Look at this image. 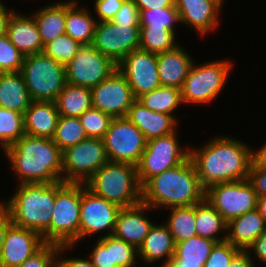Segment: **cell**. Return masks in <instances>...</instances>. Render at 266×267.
Wrapping results in <instances>:
<instances>
[{"instance_id": "1", "label": "cell", "mask_w": 266, "mask_h": 267, "mask_svg": "<svg viewBox=\"0 0 266 267\" xmlns=\"http://www.w3.org/2000/svg\"><path fill=\"white\" fill-rule=\"evenodd\" d=\"M234 137H214L198 149L189 147L202 187L247 179L252 163L251 146Z\"/></svg>"}, {"instance_id": "2", "label": "cell", "mask_w": 266, "mask_h": 267, "mask_svg": "<svg viewBox=\"0 0 266 267\" xmlns=\"http://www.w3.org/2000/svg\"><path fill=\"white\" fill-rule=\"evenodd\" d=\"M18 184L63 181L62 151L53 139L25 134L4 151Z\"/></svg>"}, {"instance_id": "3", "label": "cell", "mask_w": 266, "mask_h": 267, "mask_svg": "<svg viewBox=\"0 0 266 267\" xmlns=\"http://www.w3.org/2000/svg\"><path fill=\"white\" fill-rule=\"evenodd\" d=\"M205 199L190 157L178 166L150 178L142 186V203L151 208H176L198 204Z\"/></svg>"}, {"instance_id": "4", "label": "cell", "mask_w": 266, "mask_h": 267, "mask_svg": "<svg viewBox=\"0 0 266 267\" xmlns=\"http://www.w3.org/2000/svg\"><path fill=\"white\" fill-rule=\"evenodd\" d=\"M56 183L25 182L0 205L12 224L42 235L49 227L55 205Z\"/></svg>"}, {"instance_id": "5", "label": "cell", "mask_w": 266, "mask_h": 267, "mask_svg": "<svg viewBox=\"0 0 266 267\" xmlns=\"http://www.w3.org/2000/svg\"><path fill=\"white\" fill-rule=\"evenodd\" d=\"M94 194L128 208L142 203V186L137 166L130 163L107 162L85 183Z\"/></svg>"}, {"instance_id": "6", "label": "cell", "mask_w": 266, "mask_h": 267, "mask_svg": "<svg viewBox=\"0 0 266 267\" xmlns=\"http://www.w3.org/2000/svg\"><path fill=\"white\" fill-rule=\"evenodd\" d=\"M82 183L56 182L50 227L41 235L45 243L75 246L79 243Z\"/></svg>"}, {"instance_id": "7", "label": "cell", "mask_w": 266, "mask_h": 267, "mask_svg": "<svg viewBox=\"0 0 266 267\" xmlns=\"http://www.w3.org/2000/svg\"><path fill=\"white\" fill-rule=\"evenodd\" d=\"M20 72L32 101H55L67 84L65 65L44 52L25 56Z\"/></svg>"}, {"instance_id": "8", "label": "cell", "mask_w": 266, "mask_h": 267, "mask_svg": "<svg viewBox=\"0 0 266 267\" xmlns=\"http://www.w3.org/2000/svg\"><path fill=\"white\" fill-rule=\"evenodd\" d=\"M232 66L227 59L200 65L193 63L181 88L183 104L203 105L215 101L227 83Z\"/></svg>"}, {"instance_id": "9", "label": "cell", "mask_w": 266, "mask_h": 267, "mask_svg": "<svg viewBox=\"0 0 266 267\" xmlns=\"http://www.w3.org/2000/svg\"><path fill=\"white\" fill-rule=\"evenodd\" d=\"M177 131L178 129L171 134L147 142L137 165L138 180L141 186L153 176L178 166L189 157V146L186 145L184 149L180 147Z\"/></svg>"}, {"instance_id": "10", "label": "cell", "mask_w": 266, "mask_h": 267, "mask_svg": "<svg viewBox=\"0 0 266 267\" xmlns=\"http://www.w3.org/2000/svg\"><path fill=\"white\" fill-rule=\"evenodd\" d=\"M63 182L86 183L109 162L103 139L87 138L62 151Z\"/></svg>"}, {"instance_id": "11", "label": "cell", "mask_w": 266, "mask_h": 267, "mask_svg": "<svg viewBox=\"0 0 266 267\" xmlns=\"http://www.w3.org/2000/svg\"><path fill=\"white\" fill-rule=\"evenodd\" d=\"M110 162L138 165L146 148V138L126 117L113 118L103 137Z\"/></svg>"}, {"instance_id": "12", "label": "cell", "mask_w": 266, "mask_h": 267, "mask_svg": "<svg viewBox=\"0 0 266 267\" xmlns=\"http://www.w3.org/2000/svg\"><path fill=\"white\" fill-rule=\"evenodd\" d=\"M205 200L228 222L256 209L257 195L247 179L218 183L205 190Z\"/></svg>"}, {"instance_id": "13", "label": "cell", "mask_w": 266, "mask_h": 267, "mask_svg": "<svg viewBox=\"0 0 266 267\" xmlns=\"http://www.w3.org/2000/svg\"><path fill=\"white\" fill-rule=\"evenodd\" d=\"M65 69L67 83L92 88L108 78L117 65L90 44L82 45Z\"/></svg>"}, {"instance_id": "14", "label": "cell", "mask_w": 266, "mask_h": 267, "mask_svg": "<svg viewBox=\"0 0 266 267\" xmlns=\"http://www.w3.org/2000/svg\"><path fill=\"white\" fill-rule=\"evenodd\" d=\"M120 209L118 205L94 194L85 183H82L79 242L99 232H104L100 237L112 235Z\"/></svg>"}, {"instance_id": "15", "label": "cell", "mask_w": 266, "mask_h": 267, "mask_svg": "<svg viewBox=\"0 0 266 267\" xmlns=\"http://www.w3.org/2000/svg\"><path fill=\"white\" fill-rule=\"evenodd\" d=\"M140 26L97 22L92 45L116 65L129 53L139 49Z\"/></svg>"}, {"instance_id": "16", "label": "cell", "mask_w": 266, "mask_h": 267, "mask_svg": "<svg viewBox=\"0 0 266 267\" xmlns=\"http://www.w3.org/2000/svg\"><path fill=\"white\" fill-rule=\"evenodd\" d=\"M117 69L126 78L135 99L161 86L156 53L134 50L117 64Z\"/></svg>"}, {"instance_id": "17", "label": "cell", "mask_w": 266, "mask_h": 267, "mask_svg": "<svg viewBox=\"0 0 266 267\" xmlns=\"http://www.w3.org/2000/svg\"><path fill=\"white\" fill-rule=\"evenodd\" d=\"M92 107L113 118L125 117L136 100L126 78L116 69L108 78L91 88Z\"/></svg>"}, {"instance_id": "18", "label": "cell", "mask_w": 266, "mask_h": 267, "mask_svg": "<svg viewBox=\"0 0 266 267\" xmlns=\"http://www.w3.org/2000/svg\"><path fill=\"white\" fill-rule=\"evenodd\" d=\"M44 244L38 232L12 224L5 235L0 254V267L20 266Z\"/></svg>"}, {"instance_id": "19", "label": "cell", "mask_w": 266, "mask_h": 267, "mask_svg": "<svg viewBox=\"0 0 266 267\" xmlns=\"http://www.w3.org/2000/svg\"><path fill=\"white\" fill-rule=\"evenodd\" d=\"M150 210L154 209L144 203L121 208L117 214L112 235L138 249L154 225V222L148 218L146 213Z\"/></svg>"}, {"instance_id": "20", "label": "cell", "mask_w": 266, "mask_h": 267, "mask_svg": "<svg viewBox=\"0 0 266 267\" xmlns=\"http://www.w3.org/2000/svg\"><path fill=\"white\" fill-rule=\"evenodd\" d=\"M180 23L191 27L201 36L214 31L220 23L221 8L212 0H175Z\"/></svg>"}, {"instance_id": "21", "label": "cell", "mask_w": 266, "mask_h": 267, "mask_svg": "<svg viewBox=\"0 0 266 267\" xmlns=\"http://www.w3.org/2000/svg\"><path fill=\"white\" fill-rule=\"evenodd\" d=\"M125 117L140 129L147 142L175 132L179 125L178 118L175 115L159 113L147 109L137 99L128 109Z\"/></svg>"}, {"instance_id": "22", "label": "cell", "mask_w": 266, "mask_h": 267, "mask_svg": "<svg viewBox=\"0 0 266 267\" xmlns=\"http://www.w3.org/2000/svg\"><path fill=\"white\" fill-rule=\"evenodd\" d=\"M194 62L180 44L173 50L158 53L157 66L161 86L181 89Z\"/></svg>"}, {"instance_id": "23", "label": "cell", "mask_w": 266, "mask_h": 267, "mask_svg": "<svg viewBox=\"0 0 266 267\" xmlns=\"http://www.w3.org/2000/svg\"><path fill=\"white\" fill-rule=\"evenodd\" d=\"M28 15L15 11L10 17L6 32L11 43L24 57L41 53L44 50L34 17Z\"/></svg>"}, {"instance_id": "24", "label": "cell", "mask_w": 266, "mask_h": 267, "mask_svg": "<svg viewBox=\"0 0 266 267\" xmlns=\"http://www.w3.org/2000/svg\"><path fill=\"white\" fill-rule=\"evenodd\" d=\"M175 241L165 223L155 224L150 229L143 244L138 248V259L147 265L160 262L165 267L175 255Z\"/></svg>"}, {"instance_id": "25", "label": "cell", "mask_w": 266, "mask_h": 267, "mask_svg": "<svg viewBox=\"0 0 266 267\" xmlns=\"http://www.w3.org/2000/svg\"><path fill=\"white\" fill-rule=\"evenodd\" d=\"M58 118L59 112L54 101H32L23 114L25 134L53 139Z\"/></svg>"}, {"instance_id": "26", "label": "cell", "mask_w": 266, "mask_h": 267, "mask_svg": "<svg viewBox=\"0 0 266 267\" xmlns=\"http://www.w3.org/2000/svg\"><path fill=\"white\" fill-rule=\"evenodd\" d=\"M265 230L264 219L258 210L254 209L227 222L226 241L246 250Z\"/></svg>"}, {"instance_id": "27", "label": "cell", "mask_w": 266, "mask_h": 267, "mask_svg": "<svg viewBox=\"0 0 266 267\" xmlns=\"http://www.w3.org/2000/svg\"><path fill=\"white\" fill-rule=\"evenodd\" d=\"M77 0H66V34L81 45L93 43L97 20L90 10L79 7Z\"/></svg>"}, {"instance_id": "28", "label": "cell", "mask_w": 266, "mask_h": 267, "mask_svg": "<svg viewBox=\"0 0 266 267\" xmlns=\"http://www.w3.org/2000/svg\"><path fill=\"white\" fill-rule=\"evenodd\" d=\"M31 102L21 72L0 73V107L24 114Z\"/></svg>"}, {"instance_id": "29", "label": "cell", "mask_w": 266, "mask_h": 267, "mask_svg": "<svg viewBox=\"0 0 266 267\" xmlns=\"http://www.w3.org/2000/svg\"><path fill=\"white\" fill-rule=\"evenodd\" d=\"M31 15L37 24L43 46L66 34V1L43 6Z\"/></svg>"}, {"instance_id": "30", "label": "cell", "mask_w": 266, "mask_h": 267, "mask_svg": "<svg viewBox=\"0 0 266 267\" xmlns=\"http://www.w3.org/2000/svg\"><path fill=\"white\" fill-rule=\"evenodd\" d=\"M195 219L198 236L211 239L217 243L226 241L227 222L205 199L195 204Z\"/></svg>"}, {"instance_id": "31", "label": "cell", "mask_w": 266, "mask_h": 267, "mask_svg": "<svg viewBox=\"0 0 266 267\" xmlns=\"http://www.w3.org/2000/svg\"><path fill=\"white\" fill-rule=\"evenodd\" d=\"M54 102L59 116L80 117L92 108L91 88L67 83Z\"/></svg>"}, {"instance_id": "32", "label": "cell", "mask_w": 266, "mask_h": 267, "mask_svg": "<svg viewBox=\"0 0 266 267\" xmlns=\"http://www.w3.org/2000/svg\"><path fill=\"white\" fill-rule=\"evenodd\" d=\"M147 109L155 112L174 115L175 110L182 105L181 89L160 86L153 91L143 94L137 99Z\"/></svg>"}, {"instance_id": "33", "label": "cell", "mask_w": 266, "mask_h": 267, "mask_svg": "<svg viewBox=\"0 0 266 267\" xmlns=\"http://www.w3.org/2000/svg\"><path fill=\"white\" fill-rule=\"evenodd\" d=\"M168 209L170 214L164 223L169 228L175 244L197 235L195 228V205Z\"/></svg>"}, {"instance_id": "34", "label": "cell", "mask_w": 266, "mask_h": 267, "mask_svg": "<svg viewBox=\"0 0 266 267\" xmlns=\"http://www.w3.org/2000/svg\"><path fill=\"white\" fill-rule=\"evenodd\" d=\"M216 243L211 239L196 235L176 243L175 256L184 264L204 265Z\"/></svg>"}, {"instance_id": "35", "label": "cell", "mask_w": 266, "mask_h": 267, "mask_svg": "<svg viewBox=\"0 0 266 267\" xmlns=\"http://www.w3.org/2000/svg\"><path fill=\"white\" fill-rule=\"evenodd\" d=\"M176 34L164 27H140L139 49L151 53H162L175 49L179 44Z\"/></svg>"}, {"instance_id": "36", "label": "cell", "mask_w": 266, "mask_h": 267, "mask_svg": "<svg viewBox=\"0 0 266 267\" xmlns=\"http://www.w3.org/2000/svg\"><path fill=\"white\" fill-rule=\"evenodd\" d=\"M87 138L79 117L59 116L53 141L61 151Z\"/></svg>"}, {"instance_id": "37", "label": "cell", "mask_w": 266, "mask_h": 267, "mask_svg": "<svg viewBox=\"0 0 266 267\" xmlns=\"http://www.w3.org/2000/svg\"><path fill=\"white\" fill-rule=\"evenodd\" d=\"M24 135L23 114L0 107V149L4 152Z\"/></svg>"}, {"instance_id": "38", "label": "cell", "mask_w": 266, "mask_h": 267, "mask_svg": "<svg viewBox=\"0 0 266 267\" xmlns=\"http://www.w3.org/2000/svg\"><path fill=\"white\" fill-rule=\"evenodd\" d=\"M98 238L111 248L112 264L117 267H134L137 264L138 249L135 246L113 235Z\"/></svg>"}, {"instance_id": "39", "label": "cell", "mask_w": 266, "mask_h": 267, "mask_svg": "<svg viewBox=\"0 0 266 267\" xmlns=\"http://www.w3.org/2000/svg\"><path fill=\"white\" fill-rule=\"evenodd\" d=\"M140 27H164L172 30L175 34L174 25L180 23L179 13L175 7L162 9L140 10Z\"/></svg>"}, {"instance_id": "40", "label": "cell", "mask_w": 266, "mask_h": 267, "mask_svg": "<svg viewBox=\"0 0 266 267\" xmlns=\"http://www.w3.org/2000/svg\"><path fill=\"white\" fill-rule=\"evenodd\" d=\"M82 45L68 34L61 35L44 46L43 52L63 65L69 63Z\"/></svg>"}, {"instance_id": "41", "label": "cell", "mask_w": 266, "mask_h": 267, "mask_svg": "<svg viewBox=\"0 0 266 267\" xmlns=\"http://www.w3.org/2000/svg\"><path fill=\"white\" fill-rule=\"evenodd\" d=\"M79 118L88 138L98 139H103L113 120L111 115L93 107L86 110Z\"/></svg>"}, {"instance_id": "42", "label": "cell", "mask_w": 266, "mask_h": 267, "mask_svg": "<svg viewBox=\"0 0 266 267\" xmlns=\"http://www.w3.org/2000/svg\"><path fill=\"white\" fill-rule=\"evenodd\" d=\"M24 56L11 43L7 35L0 37V73L20 72Z\"/></svg>"}, {"instance_id": "43", "label": "cell", "mask_w": 266, "mask_h": 267, "mask_svg": "<svg viewBox=\"0 0 266 267\" xmlns=\"http://www.w3.org/2000/svg\"><path fill=\"white\" fill-rule=\"evenodd\" d=\"M240 250L228 241L216 243L203 267H229L231 260Z\"/></svg>"}, {"instance_id": "44", "label": "cell", "mask_w": 266, "mask_h": 267, "mask_svg": "<svg viewBox=\"0 0 266 267\" xmlns=\"http://www.w3.org/2000/svg\"><path fill=\"white\" fill-rule=\"evenodd\" d=\"M58 248V244L45 243L18 267H57Z\"/></svg>"}, {"instance_id": "45", "label": "cell", "mask_w": 266, "mask_h": 267, "mask_svg": "<svg viewBox=\"0 0 266 267\" xmlns=\"http://www.w3.org/2000/svg\"><path fill=\"white\" fill-rule=\"evenodd\" d=\"M140 10L132 0H126L111 22L116 25L140 26Z\"/></svg>"}, {"instance_id": "46", "label": "cell", "mask_w": 266, "mask_h": 267, "mask_svg": "<svg viewBox=\"0 0 266 267\" xmlns=\"http://www.w3.org/2000/svg\"><path fill=\"white\" fill-rule=\"evenodd\" d=\"M126 0H95L94 10L98 22L111 21Z\"/></svg>"}, {"instance_id": "47", "label": "cell", "mask_w": 266, "mask_h": 267, "mask_svg": "<svg viewBox=\"0 0 266 267\" xmlns=\"http://www.w3.org/2000/svg\"><path fill=\"white\" fill-rule=\"evenodd\" d=\"M88 258L95 267H117L112 264L111 248H108L99 238Z\"/></svg>"}, {"instance_id": "48", "label": "cell", "mask_w": 266, "mask_h": 267, "mask_svg": "<svg viewBox=\"0 0 266 267\" xmlns=\"http://www.w3.org/2000/svg\"><path fill=\"white\" fill-rule=\"evenodd\" d=\"M247 180L257 197H266V167H256L251 163Z\"/></svg>"}, {"instance_id": "49", "label": "cell", "mask_w": 266, "mask_h": 267, "mask_svg": "<svg viewBox=\"0 0 266 267\" xmlns=\"http://www.w3.org/2000/svg\"><path fill=\"white\" fill-rule=\"evenodd\" d=\"M70 248H76L71 245H59L58 252H57V267H95L91 260L88 258H79V257H68L66 255V251ZM66 250V251H65ZM63 254V256H62ZM68 257V258H67Z\"/></svg>"}, {"instance_id": "50", "label": "cell", "mask_w": 266, "mask_h": 267, "mask_svg": "<svg viewBox=\"0 0 266 267\" xmlns=\"http://www.w3.org/2000/svg\"><path fill=\"white\" fill-rule=\"evenodd\" d=\"M246 250L266 265V230Z\"/></svg>"}, {"instance_id": "51", "label": "cell", "mask_w": 266, "mask_h": 267, "mask_svg": "<svg viewBox=\"0 0 266 267\" xmlns=\"http://www.w3.org/2000/svg\"><path fill=\"white\" fill-rule=\"evenodd\" d=\"M139 10L162 9L172 7L175 0H132Z\"/></svg>"}, {"instance_id": "52", "label": "cell", "mask_w": 266, "mask_h": 267, "mask_svg": "<svg viewBox=\"0 0 266 267\" xmlns=\"http://www.w3.org/2000/svg\"><path fill=\"white\" fill-rule=\"evenodd\" d=\"M254 261L247 250H240L231 260L229 267H256Z\"/></svg>"}, {"instance_id": "53", "label": "cell", "mask_w": 266, "mask_h": 267, "mask_svg": "<svg viewBox=\"0 0 266 267\" xmlns=\"http://www.w3.org/2000/svg\"><path fill=\"white\" fill-rule=\"evenodd\" d=\"M12 10L8 9L3 0H0V37L6 35L10 17L15 12L14 9Z\"/></svg>"}, {"instance_id": "54", "label": "cell", "mask_w": 266, "mask_h": 267, "mask_svg": "<svg viewBox=\"0 0 266 267\" xmlns=\"http://www.w3.org/2000/svg\"><path fill=\"white\" fill-rule=\"evenodd\" d=\"M11 225H12V221L10 219L9 214L0 205V254H1L2 246L4 244L6 232Z\"/></svg>"}, {"instance_id": "55", "label": "cell", "mask_w": 266, "mask_h": 267, "mask_svg": "<svg viewBox=\"0 0 266 267\" xmlns=\"http://www.w3.org/2000/svg\"><path fill=\"white\" fill-rule=\"evenodd\" d=\"M252 164L256 167H266V142L259 149L251 150Z\"/></svg>"}, {"instance_id": "56", "label": "cell", "mask_w": 266, "mask_h": 267, "mask_svg": "<svg viewBox=\"0 0 266 267\" xmlns=\"http://www.w3.org/2000/svg\"><path fill=\"white\" fill-rule=\"evenodd\" d=\"M256 209L266 223V197H257Z\"/></svg>"}, {"instance_id": "57", "label": "cell", "mask_w": 266, "mask_h": 267, "mask_svg": "<svg viewBox=\"0 0 266 267\" xmlns=\"http://www.w3.org/2000/svg\"><path fill=\"white\" fill-rule=\"evenodd\" d=\"M204 265H191V264H184L180 261L175 255L169 261V263L165 267H203Z\"/></svg>"}, {"instance_id": "58", "label": "cell", "mask_w": 266, "mask_h": 267, "mask_svg": "<svg viewBox=\"0 0 266 267\" xmlns=\"http://www.w3.org/2000/svg\"><path fill=\"white\" fill-rule=\"evenodd\" d=\"M212 1H214V2H215L217 5H219L221 8L224 7L223 4H224V1H225V0H212Z\"/></svg>"}]
</instances>
